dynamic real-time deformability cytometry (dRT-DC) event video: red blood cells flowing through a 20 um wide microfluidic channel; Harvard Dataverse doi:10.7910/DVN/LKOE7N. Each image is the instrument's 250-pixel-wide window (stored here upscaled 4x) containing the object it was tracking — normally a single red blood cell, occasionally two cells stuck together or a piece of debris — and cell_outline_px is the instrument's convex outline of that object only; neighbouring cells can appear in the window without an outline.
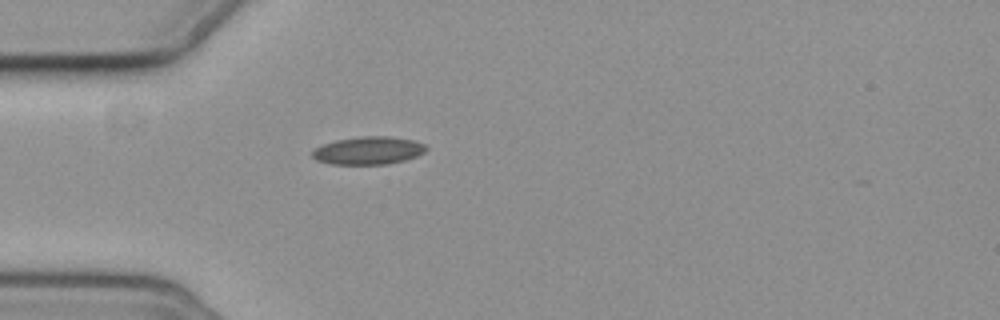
{"species": "common noctule bat (a hibernating species)", "species_latin": "Nyctalus noctula", "temperature_condition": "cold", "stored_images_in_passage": 4, "camera_frame_rate_fps": 3000, "um_per_image_px": 0.085, "animal": {"sex": "female", "body_mass_g": 19.3, "forearm_length_mm": 54.1}, "frame": {"image": 1, "passage_image": 4, "time_ms": 3.667, "image_size_px": [1000, 320], "cell_outline_px": [[428, 148], [424, 152], [416, 156], [404, 160], [388, 164], [332, 164], [316, 160], [312, 156], [312, 152], [316, 148], [324, 144], [336, 140], [360, 136], [388, 136], [412, 140], [424, 144]], "centroid_in_image_um": [31.31, 12.79], "position_along_channel_um": 53.7, "area_um2": 18.32}}